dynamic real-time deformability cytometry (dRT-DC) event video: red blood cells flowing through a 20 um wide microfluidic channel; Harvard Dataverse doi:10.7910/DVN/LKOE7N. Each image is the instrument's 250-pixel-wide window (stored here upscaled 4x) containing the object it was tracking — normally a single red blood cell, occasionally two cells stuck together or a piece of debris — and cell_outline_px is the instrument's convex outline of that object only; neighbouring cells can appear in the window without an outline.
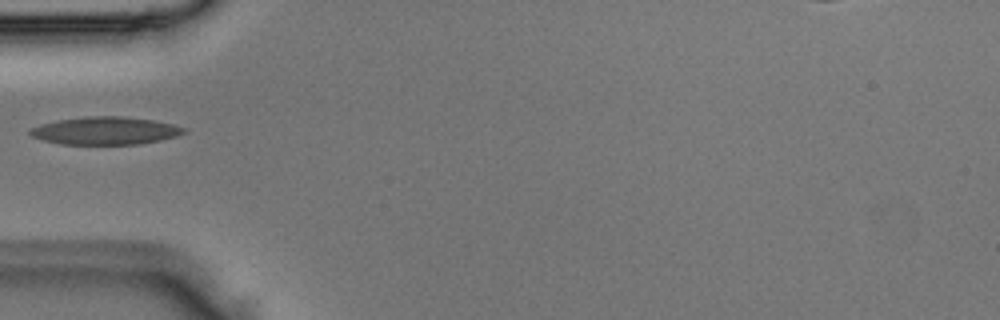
{"species": "Egyptian fruit bat (a non-hibernating species)", "species_latin": "Rousettus aegyptiacus", "temperature_condition": "room temperature", "stored_images_in_passage": 2, "camera_frame_rate_fps": 3000, "um_per_image_px": 0.085, "animal": {"sex": "male"}, "frame": {"image": 1, "passage_image": 2, "time_ms": 0.333, "image_size_px": [1000, 320], "cell_outline_px": [[188, 132], [176, 136], [160, 140], [140, 144], [60, 144], [44, 140], [32, 136], [28, 132], [32, 128], [40, 124], [60, 120], [88, 116], [120, 116], [152, 120], [172, 124], [188, 128]], "centroid_in_image_um": [9.0, 11.11], "position_along_channel_um": 76.0, "area_um2": 24.74}}